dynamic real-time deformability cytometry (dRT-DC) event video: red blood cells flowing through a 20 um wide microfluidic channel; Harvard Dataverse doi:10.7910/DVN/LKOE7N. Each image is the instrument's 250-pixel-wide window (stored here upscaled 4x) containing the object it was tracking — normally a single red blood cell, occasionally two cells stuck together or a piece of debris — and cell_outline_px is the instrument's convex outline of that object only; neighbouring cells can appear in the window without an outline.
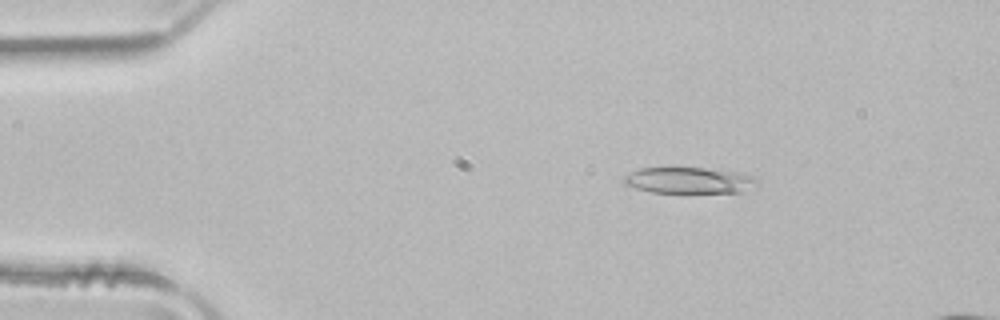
{"species": "common noctule bat (a hibernating species)", "species_latin": "Nyctalus noctula", "temperature_condition": "room temperature", "stored_images_in_passage": 50, "camera_frame_rate_fps": 3000, "um_per_image_px": 0.085, "animal": {"sex": "male", "body_mass_g": 21.5, "forearm_length_mm": 52.0}, "frame": {"image": 1, "passage_image": 8, "time_ms": 2.333, "image_size_px": [1000, 320], "cell_outline_px": [[760, 184], [740, 192], [684, 196], [652, 192], [636, 188], [624, 184], [620, 180], [624, 176], [640, 168], [672, 164], [676, 164], [736, 172], [752, 176], [760, 180]], "centroid_in_image_um": [58.53, 15.34], "position_along_channel_um": 26.5, "area_um2": 22.48}}
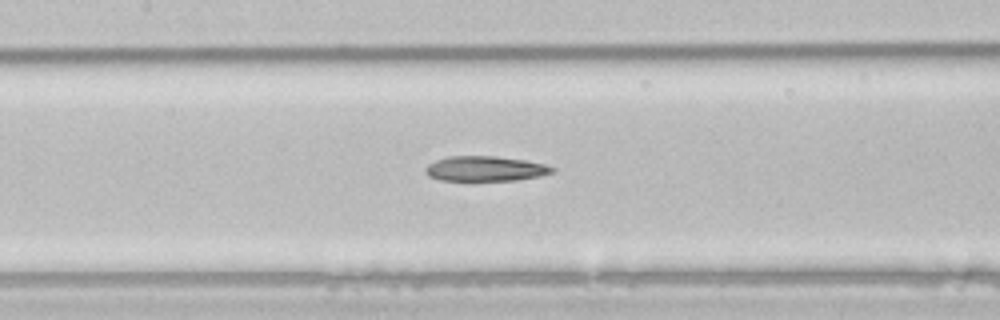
{"frame": {"image": 2, "passage_image": 23, "time_ms": 7.333, "image_size_px": [1000, 320], "cell_outline_px": [[556, 172], [540, 176], [516, 180], [468, 184], [440, 180], [428, 176], [424, 172], [424, 168], [428, 164], [436, 160], [448, 156], [496, 156], [524, 160], [544, 164], [556, 168]], "centroid_in_image_um": [41.2, 14.39], "position_along_channel_um": 166.2, "area_um2": 19.65}}
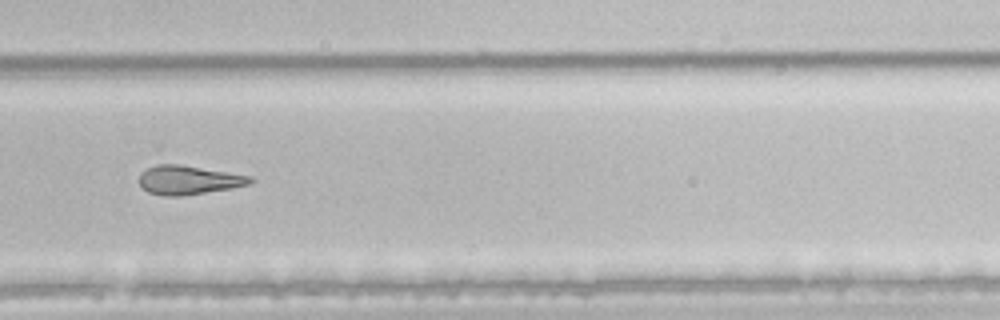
{"frame": {"image": 3, "passage_image": 34, "time_ms": 11.0, "image_size_px": [1000, 320], "cell_outline_px": [[256, 180], [252, 184], [232, 188], [180, 196], [168, 196], [148, 192], [140, 184], [140, 172], [156, 164], [176, 164], [252, 176]], "centroid_in_image_um": [16.06, 15.3], "position_along_channel_um": 313.7, "area_um2": 18.55}, "authors_computed_cell_mechanics": {"area_um2": 20.7213, "velocity_mm_per_s": 4.0477, "shape_relaxation_time_tau1_ms": 9.7085, "shape_relaxation_time_tau2_ms": 2.3747, "deformation_change_tau1": 0.223, "deformation_change_tau2": 0.1166}}